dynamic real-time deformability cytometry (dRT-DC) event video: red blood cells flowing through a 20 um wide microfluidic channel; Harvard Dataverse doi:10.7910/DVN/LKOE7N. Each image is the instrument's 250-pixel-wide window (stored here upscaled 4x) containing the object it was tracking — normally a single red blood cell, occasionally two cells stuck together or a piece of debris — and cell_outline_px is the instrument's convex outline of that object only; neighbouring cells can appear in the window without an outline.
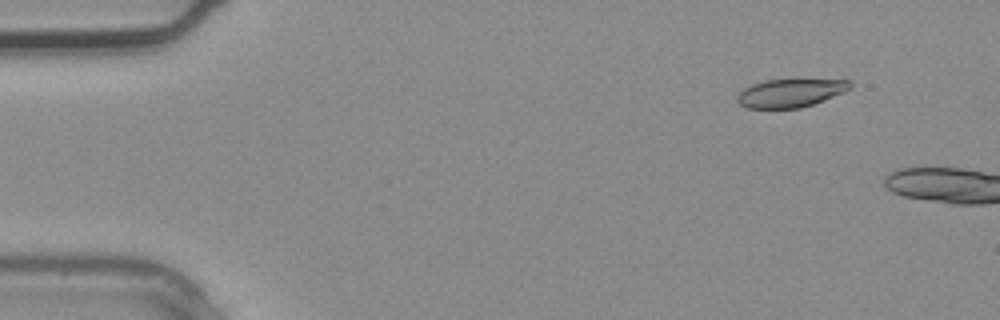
{"species": "common noctule bat (a hibernating species)", "species_latin": "Nyctalus noctula", "temperature_condition": "warm", "stored_images_in_passage": 2, "camera_frame_rate_fps": 3000, "um_per_image_px": 0.085, "animal": {"sex": "male", "body_mass_g": 20.4}, "frame": {"image": 1, "passage_image": 1, "time_ms": 0.0, "image_size_px": [1000, 320], "cell_outline_px": [[852, 84], [844, 92], [824, 100], [800, 108], [748, 108], [740, 104], [736, 100], [736, 96], [744, 88], [752, 84], [764, 80], [796, 76], [800, 76], [852, 80]], "centroid_in_image_um": [67.23, 7.82], "position_along_channel_um": 17.8, "area_um2": 19.71}}